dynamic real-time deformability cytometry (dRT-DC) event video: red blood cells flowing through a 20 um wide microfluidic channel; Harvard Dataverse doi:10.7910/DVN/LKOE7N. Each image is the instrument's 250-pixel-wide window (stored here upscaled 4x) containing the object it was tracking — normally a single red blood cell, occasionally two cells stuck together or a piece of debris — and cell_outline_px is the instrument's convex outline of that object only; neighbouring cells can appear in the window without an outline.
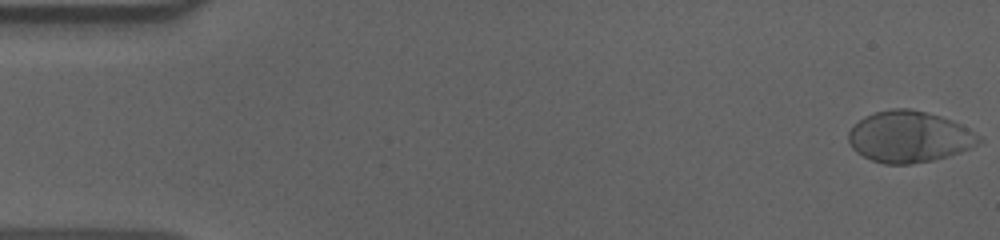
{"species": "human", "species_latin": "Homo sapiens", "temperature_condition": "cold", "stored_images_in_passage": 57, "camera_frame_rate_fps": 3000, "um_per_image_px": 0.085, "donor": {"sex": "male"}, "frame": {"image": 1, "passage_image": 1, "time_ms": 0.0, "image_size_px": [1000, 240], "cell_outline_px": [[984, 140], [980, 144], [972, 148], [948, 156], [932, 160], [912, 164], [884, 164], [872, 160], [856, 152], [852, 148], [848, 140], [848, 132], [864, 116], [876, 112], [892, 108], [908, 108], [940, 116], [952, 120], [968, 128], [980, 136]], "centroid_in_image_um": [77.31, 11.63], "position_along_channel_um": 7.7, "area_um2": 39.02}}
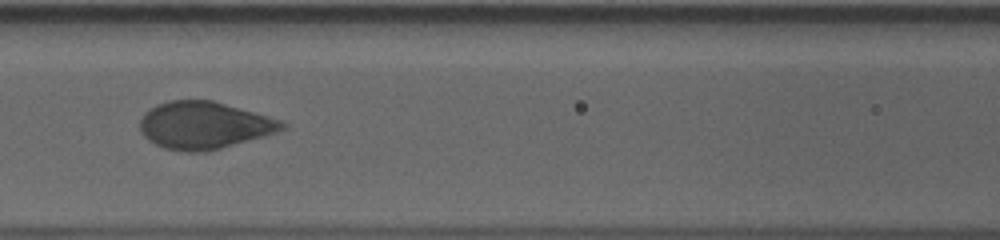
{"frame": {"image": 2, "passage_image": 25, "time_ms": 8.0, "image_size_px": [1000, 240], "cell_outline_px": [[288, 128], [264, 136], [220, 148], [204, 152], [184, 152], [164, 148], [148, 140], [140, 132], [140, 120], [144, 112], [156, 104], [168, 100], [212, 100], [284, 120], [288, 124]], "centroid_in_image_um": [17.36, 10.64], "position_along_channel_um": 149.2, "area_um2": 39.42}}
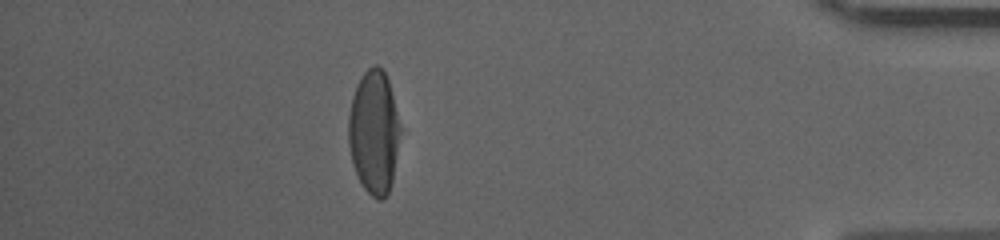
{"frame": {"image": 3, "passage_image": 50, "time_ms": 16.333, "image_size_px": [1000, 240], "cell_outline_px": [[404, 128], [392, 180], [388, 192], [380, 200], [376, 200], [364, 188], [356, 172], [352, 160], [348, 144], [348, 116], [352, 96], [356, 84], [364, 72], [368, 68], [376, 64], [384, 72], [388, 80]], "centroid_in_image_um": [31.83, 11.21], "position_along_channel_um": 403.4, "area_um2": 38.09}, "authors_computed_cell_mechanics": {"area_um2": 39.1884, "velocity_mm_per_s": 3.591, "shape_relaxation_time_tau1_ms": 4.5709, "shape_relaxation_time_tau2_ms": null, "deformation_change_tau1": 0.2006, "deformation_change_tau2": null}}